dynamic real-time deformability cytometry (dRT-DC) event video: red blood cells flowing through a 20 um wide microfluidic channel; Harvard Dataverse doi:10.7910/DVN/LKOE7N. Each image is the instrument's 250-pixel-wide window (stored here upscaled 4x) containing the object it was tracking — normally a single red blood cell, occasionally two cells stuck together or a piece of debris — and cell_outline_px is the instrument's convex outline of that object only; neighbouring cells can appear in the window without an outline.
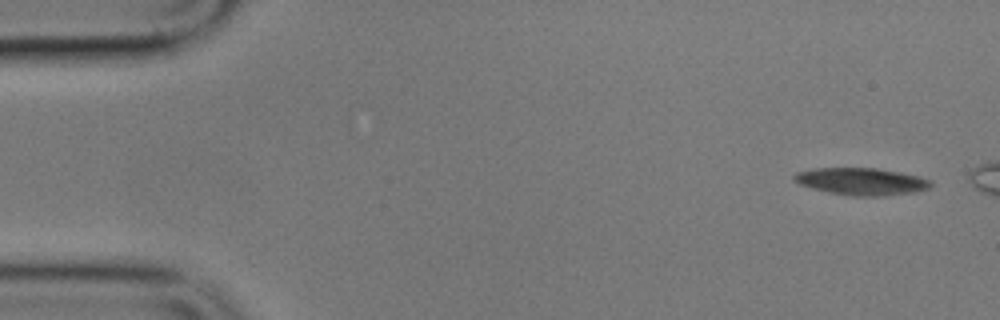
{"species": "common noctule bat (a hibernating species)", "species_latin": "Nyctalus noctula", "temperature_condition": "cold", "stored_images_in_passage": 4, "camera_frame_rate_fps": 3000, "um_per_image_px": 0.085, "animal": {"sex": "male", "body_mass_g": 17.9}, "frame": {"image": 1, "passage_image": 1, "time_ms": 0.0, "image_size_px": [1000, 320], "cell_outline_px": [[932, 184], [928, 188], [916, 192], [884, 196], [852, 196], [828, 192], [812, 188], [800, 184], [792, 180], [792, 176], [796, 172], [812, 168], [876, 168], [900, 172], [920, 176], [932, 180]], "centroid_in_image_um": [73.22, 15.42], "position_along_channel_um": 11.8, "area_um2": 21.85}}